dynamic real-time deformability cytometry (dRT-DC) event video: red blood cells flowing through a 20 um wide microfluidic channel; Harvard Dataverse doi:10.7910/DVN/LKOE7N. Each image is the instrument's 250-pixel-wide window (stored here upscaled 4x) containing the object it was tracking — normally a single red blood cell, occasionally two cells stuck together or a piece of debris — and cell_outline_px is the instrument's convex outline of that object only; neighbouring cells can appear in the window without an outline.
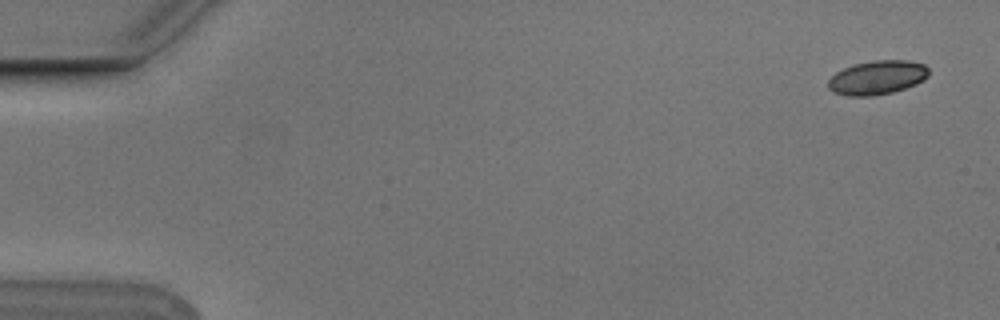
{"species": "Egyptian fruit bat (a non-hibernating species)", "species_latin": "Rousettus aegyptiacus", "temperature_condition": "cold", "stored_images_in_passage": 5, "camera_frame_rate_fps": 3000, "um_per_image_px": 0.085, "animal": {"sex": "male"}, "frame": {"image": 1, "passage_image": 1, "time_ms": 0.0, "image_size_px": [1000, 320], "cell_outline_px": [[928, 76], [924, 80], [916, 84], [892, 92], [872, 96], [848, 96], [832, 92], [828, 88], [828, 80], [836, 72], [844, 68], [856, 64], [872, 60], [908, 60], [924, 64], [928, 68]], "centroid_in_image_um": [74.56, 6.59], "position_along_channel_um": 10.4, "area_um2": 19.94}}
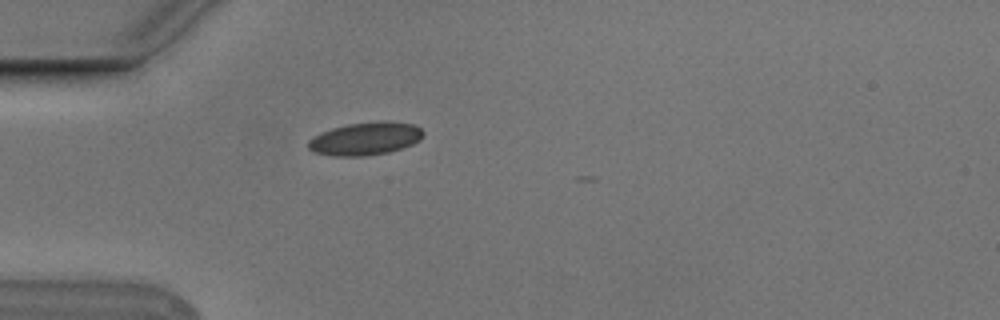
{"frame": {"image": 2, "passage_image": 5, "time_ms": 1.333, "image_size_px": [1000, 320], "cell_outline_px": [[424, 136], [420, 140], [412, 144], [388, 152], [360, 156], [332, 156], [312, 152], [308, 148], [308, 140], [320, 132], [332, 128], [348, 124], [380, 120], [388, 120], [412, 124], [420, 128], [424, 132]], "centroid_in_image_um": [31.04, 11.77], "position_along_channel_um": 54.0, "area_um2": 22.2}}